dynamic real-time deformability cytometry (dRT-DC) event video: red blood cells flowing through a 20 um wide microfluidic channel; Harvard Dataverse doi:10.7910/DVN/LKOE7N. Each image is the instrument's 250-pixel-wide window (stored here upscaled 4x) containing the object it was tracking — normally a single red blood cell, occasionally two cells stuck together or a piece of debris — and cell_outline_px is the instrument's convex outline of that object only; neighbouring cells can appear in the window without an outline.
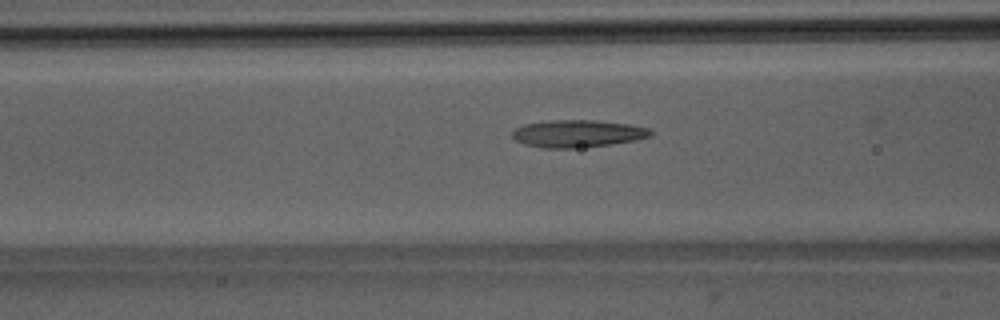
{"species": "Egyptian fruit bat (a non-hibernating species)", "species_latin": "Rousettus aegyptiacus", "temperature_condition": "room temperature", "stored_images_in_passage": 36, "camera_frame_rate_fps": 3000, "um_per_image_px": 0.085, "animal": {"sex": "male"}, "frame": {"image": 1, "passage_image": 7, "time_ms": 2.0, "image_size_px": [1000, 320], "cell_outline_px": [[652, 136], [636, 140], [608, 144], [572, 148], [544, 148], [524, 144], [516, 140], [512, 136], [512, 132], [516, 128], [524, 124], [548, 120], [596, 120], [628, 124], [648, 128], [652, 132]], "centroid_in_image_um": [49.08, 11.35], "position_along_channel_um": 117.5, "area_um2": 21.91}}
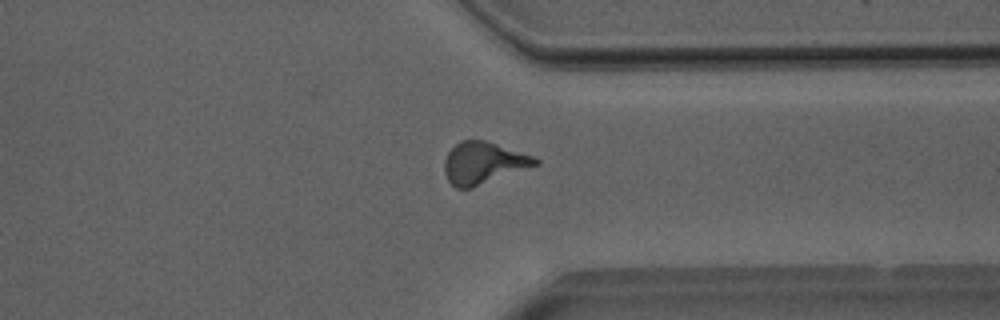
{"frame": {"image": 2, "passage_image": 26, "time_ms": 8.333, "image_size_px": [1000, 320], "cell_outline_px": [[540, 164], [472, 188], [456, 188], [448, 180], [444, 172], [444, 160], [448, 152], [460, 140], [484, 140], [532, 156], [540, 160]], "centroid_in_image_um": [41.07, 13.86], "position_along_channel_um": 370.3, "area_um2": 22.02}}
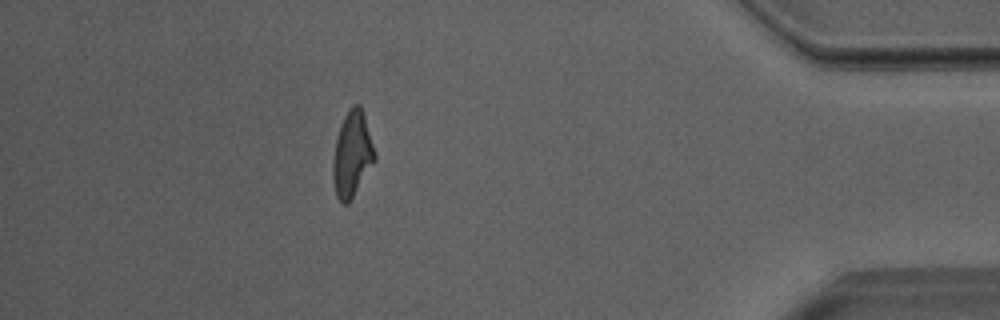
{"frame": {"image": 3, "passage_image": 32, "time_ms": 10.333, "image_size_px": [1000, 320], "cell_outline_px": [[376, 160], [348, 204], [340, 204], [336, 196], [332, 176], [332, 164], [336, 140], [340, 124], [348, 108], [352, 104], [360, 104], [364, 112], [376, 152]], "centroid_in_image_um": [29.94, 13.09], "position_along_channel_um": 405.3, "area_um2": 21.21}, "authors_computed_cell_mechanics": {"area_um2": 21.0392, "velocity_mm_per_s": 4.0184, "shape_relaxation_time_tau1_ms": 6.2118, "shape_relaxation_time_tau2_ms": 2.454, "deformation_change_tau1": 0.234, "deformation_change_tau2": 0.1466}}